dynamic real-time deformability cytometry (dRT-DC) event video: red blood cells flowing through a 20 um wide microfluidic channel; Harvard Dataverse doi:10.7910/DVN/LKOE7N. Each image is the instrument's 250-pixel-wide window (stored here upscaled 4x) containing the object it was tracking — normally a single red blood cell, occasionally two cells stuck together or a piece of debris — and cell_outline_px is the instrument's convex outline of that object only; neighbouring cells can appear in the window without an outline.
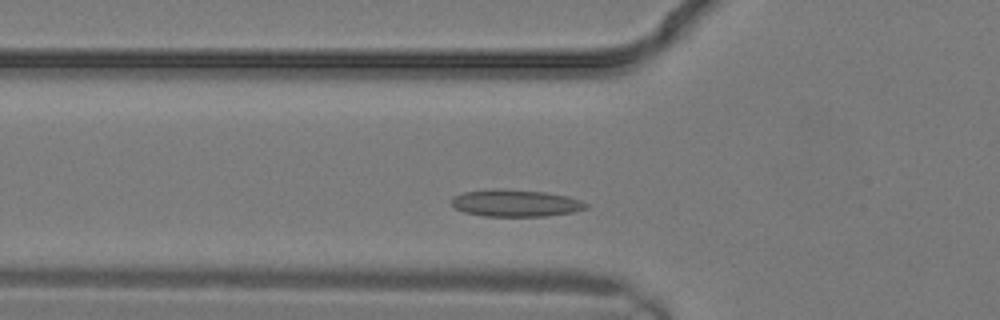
{"species": "common noctule bat (a hibernating species)", "species_latin": "Nyctalus noctula", "temperature_condition": "warm", "stored_images_in_passage": 6, "camera_frame_rate_fps": 3000, "um_per_image_px": 0.085, "animal": {"sex": "male", "body_mass_g": 19.2, "forearm_length_mm": 51.8}, "frame": {"image": 1, "passage_image": 2, "time_ms": 0.333, "image_size_px": [1000, 320], "cell_outline_px": [[588, 208], [576, 212], [548, 216], [484, 216], [464, 212], [456, 208], [452, 204], [452, 200], [456, 196], [464, 192], [492, 188], [500, 188], [544, 192], [568, 196], [580, 200], [588, 204]], "centroid_in_image_um": [43.87, 17.26], "position_along_channel_um": 81.9, "area_um2": 21.27}}
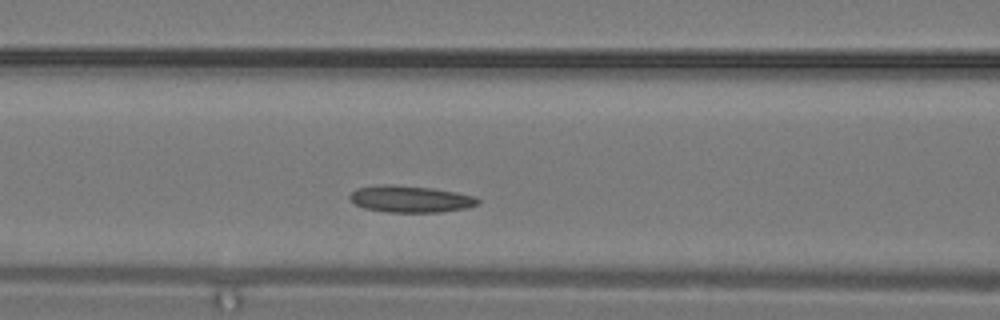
{"frame": {"image": 2, "passage_image": 4, "time_ms": 1.0, "image_size_px": [1000, 320], "cell_outline_px": [[480, 200], [476, 204], [468, 208], [440, 212], [388, 212], [364, 208], [356, 204], [348, 196], [356, 188], [384, 184], [392, 184], [432, 188], [456, 192], [476, 196]], "centroid_in_image_um": [34.9, 16.91], "position_along_channel_um": 131.7, "area_um2": 19.94}}
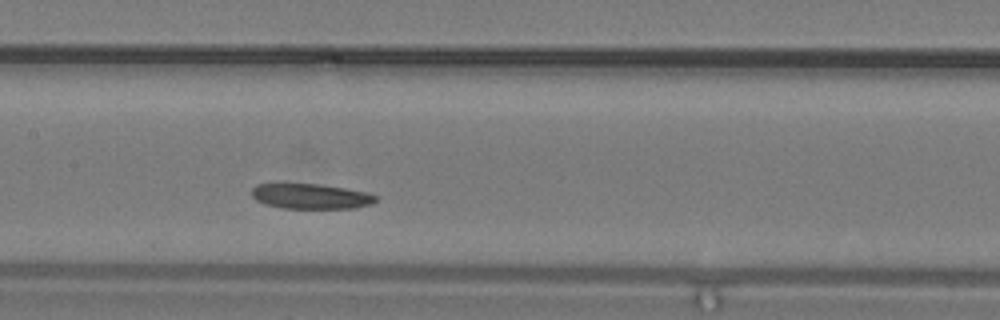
{"frame": {"image": 3, "passage_image": 6, "time_ms": 1.667, "image_size_px": [1000, 320], "cell_outline_px": [[376, 200], [372, 204], [356, 208], [280, 208], [264, 204], [256, 200], [252, 196], [252, 188], [256, 184], [316, 184], [344, 188], [364, 192], [376, 196]], "centroid_in_image_um": [26.38, 16.69], "position_along_channel_um": 181.0, "area_um2": 18.03}}